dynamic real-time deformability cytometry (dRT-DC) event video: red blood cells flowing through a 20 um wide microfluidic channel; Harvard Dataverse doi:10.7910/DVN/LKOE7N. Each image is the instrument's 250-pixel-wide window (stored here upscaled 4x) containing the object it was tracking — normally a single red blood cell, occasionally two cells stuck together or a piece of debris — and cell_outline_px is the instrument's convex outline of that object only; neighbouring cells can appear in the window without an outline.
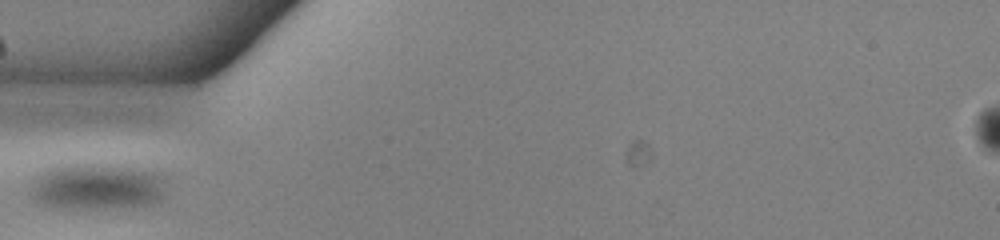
{"species": "common noctule bat (a hibernating species)", "species_latin": "Nyctalus noctula", "temperature_condition": "warm", "stored_images_in_passage": 36, "camera_frame_rate_fps": 3000, "um_per_image_px": 0.085, "animal": {"sex": "male", "body_mass_g": 13.0, "forearm_length_mm": 53.1}, "frame": {"image": 1, "passage_image": 1, "time_ms": 0.0, "image_size_px": [1000, 240], "cell_outline_px": [[172, 172], [164, 196], [160, 200], [152, 204], [104, 208], [64, 208], [44, 204], [32, 196], [32, 184], [36, 172], [44, 168], [64, 164], [132, 164]], "centroid_in_image_um": [8.46, 15.78], "position_along_channel_um": 76.5, "area_um2": 38.61}}
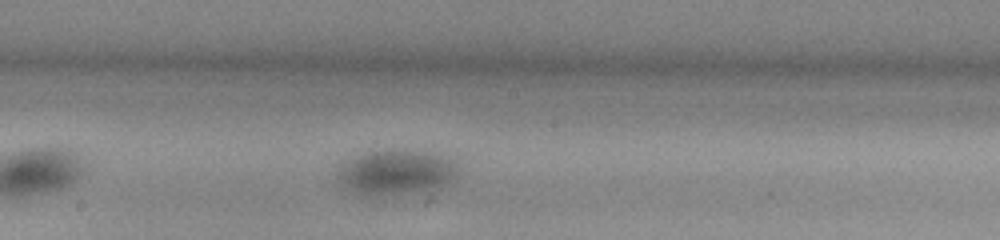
{"frame": {"image": 2, "passage_image": 12, "time_ms": 3.667, "image_size_px": [1000, 240], "cell_outline_px": [[460, 176], [456, 180], [432, 192], [376, 196], [360, 196], [344, 188], [336, 176], [340, 164], [352, 156], [368, 152], [392, 148], [404, 148], [436, 152], [456, 160], [460, 168]], "centroid_in_image_um": [33.76, 14.64], "position_along_channel_um": 214.4, "area_um2": 33.87}}
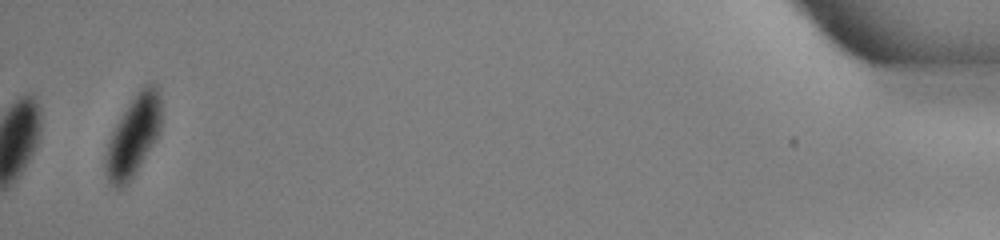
{"frame": {"image": 3, "passage_image": 36, "time_ms": 11.667, "image_size_px": [1000, 240], "cell_outline_px": [[160, 128], [156, 140], [132, 176], [120, 188], [116, 188], [108, 180], [104, 156], [112, 132], [116, 124], [136, 92], [144, 84], [152, 80], [156, 84], [160, 92]], "centroid_in_image_um": [11.36, 11.47], "position_along_channel_um": 423.8, "area_um2": 25.61}}